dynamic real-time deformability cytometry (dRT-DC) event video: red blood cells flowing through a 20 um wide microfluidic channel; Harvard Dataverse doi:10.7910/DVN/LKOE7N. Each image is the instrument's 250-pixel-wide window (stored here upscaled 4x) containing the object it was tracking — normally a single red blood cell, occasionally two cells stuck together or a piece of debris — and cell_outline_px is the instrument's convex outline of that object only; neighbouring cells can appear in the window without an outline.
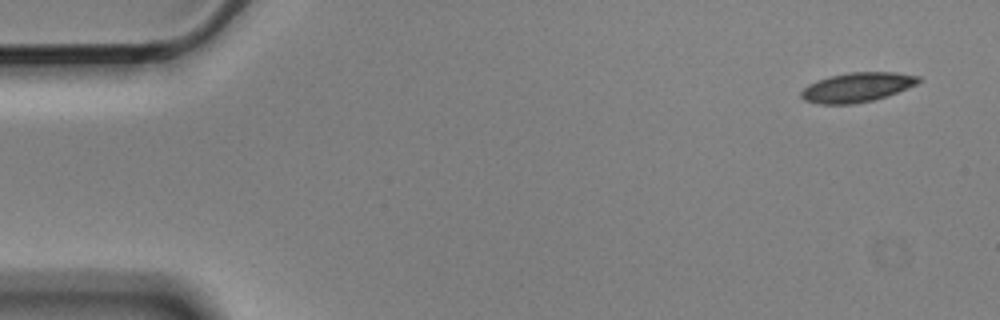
{"species": "Egyptian fruit bat (a non-hibernating species)", "species_latin": "Rousettus aegyptiacus", "temperature_condition": "cold", "stored_images_in_passage": 4, "camera_frame_rate_fps": 3000, "um_per_image_px": 0.085, "animal": {"sex": "male"}, "frame": {"image": 1, "passage_image": 1, "time_ms": 0.0, "image_size_px": [1000, 320], "cell_outline_px": [[920, 80], [916, 84], [896, 92], [872, 100], [852, 104], [816, 104], [804, 100], [800, 96], [800, 92], [808, 84], [816, 80], [848, 72], [896, 72], [920, 76]], "centroid_in_image_um": [72.8, 7.41], "position_along_channel_um": 12.2, "area_um2": 20.0}}
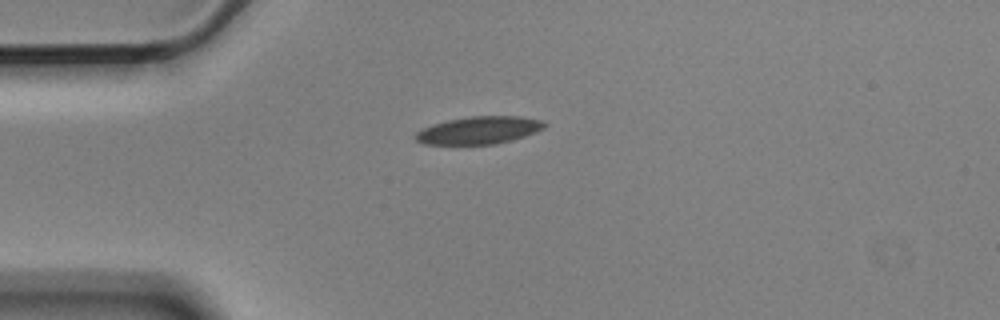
{"frame": {"image": 2, "passage_image": 4, "time_ms": 1.0, "image_size_px": [1000, 320], "cell_outline_px": [[548, 124], [544, 128], [536, 132], [512, 140], [496, 144], [424, 144], [416, 140], [412, 136], [420, 128], [432, 124], [448, 120], [472, 116], [520, 116], [540, 120]], "centroid_in_image_um": [40.68, 11.07], "position_along_channel_um": 44.3, "area_um2": 20.81}}